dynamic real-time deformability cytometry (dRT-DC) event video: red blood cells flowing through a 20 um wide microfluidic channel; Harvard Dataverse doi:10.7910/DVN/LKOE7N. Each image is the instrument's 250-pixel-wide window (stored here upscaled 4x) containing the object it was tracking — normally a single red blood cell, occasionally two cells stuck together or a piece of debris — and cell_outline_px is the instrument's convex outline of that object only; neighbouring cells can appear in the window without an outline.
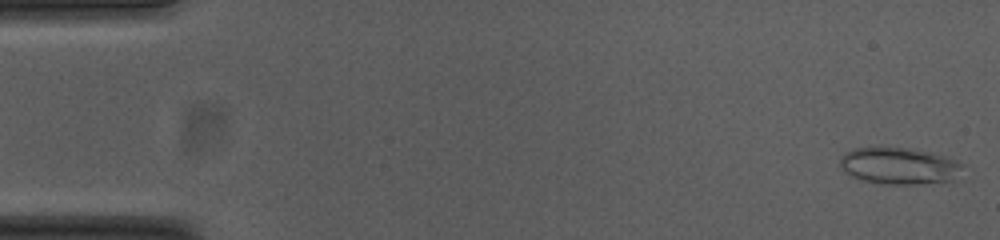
{"species": "common noctule bat (a hibernating species)", "species_latin": "Nyctalus noctula", "temperature_condition": "cold", "stored_images_in_passage": 53, "camera_frame_rate_fps": 3000, "um_per_image_px": 0.085, "animal": {"sex": "female", "body_mass_g": 23.0, "forearm_length_mm": 53.4}, "frame": {"image": 1, "passage_image": 1, "time_ms": 0.0, "image_size_px": [1000, 240], "cell_outline_px": [[964, 164], [948, 180], [916, 184], [880, 184], [864, 180], [852, 176], [840, 168], [840, 156], [844, 152], [856, 148], [904, 148], [948, 156], [960, 160]], "centroid_in_image_um": [76.36, 14.09], "position_along_channel_um": 8.6, "area_um2": 25.72}}
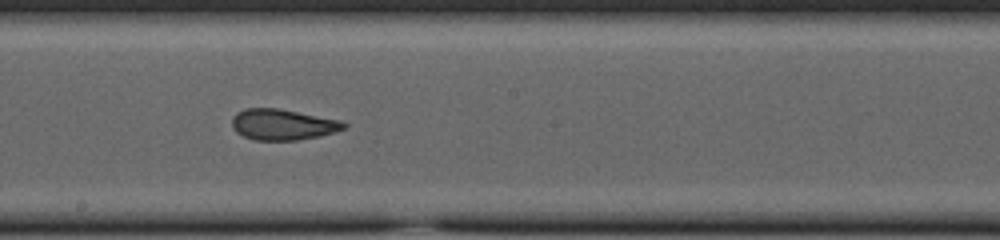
{"frame": {"image": 2, "passage_image": 29, "time_ms": 9.333, "image_size_px": [1000, 240], "cell_outline_px": [[348, 124], [344, 128], [336, 132], [320, 136], [296, 140], [256, 140], [244, 136], [236, 132], [232, 128], [232, 116], [236, 112], [244, 108], [280, 108], [340, 120]], "centroid_in_image_um": [24.02, 10.57], "position_along_channel_um": 224.2, "area_um2": 20.29}}
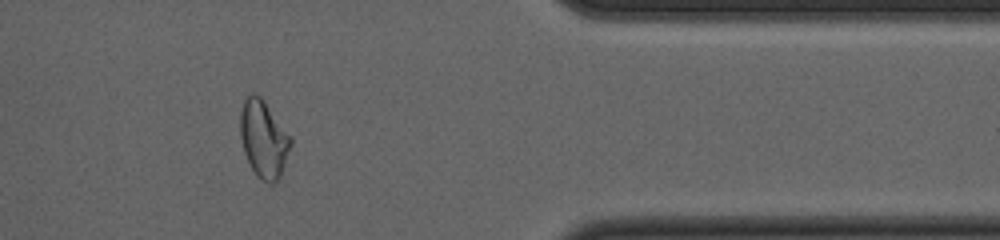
{"frame": {"image": 3, "passage_image": 44, "time_ms": 14.333, "image_size_px": [1000, 240], "cell_outline_px": [[292, 144], [280, 176], [272, 184], [268, 184], [260, 180], [256, 176], [244, 152], [240, 136], [240, 112], [244, 100], [252, 92], [260, 96], [264, 100], [292, 140]], "centroid_in_image_um": [22.39, 11.83], "position_along_channel_um": 389.0, "area_um2": 22.48}, "authors_computed_cell_mechanics": {"area_um2": 21.9062, "velocity_mm_per_s": 3.7362, "shape_relaxation_time_tau1_ms": null, "shape_relaxation_time_tau2_ms": 1.8109, "deformation_change_tau1": null, "deformation_change_tau2": 0.0856}}